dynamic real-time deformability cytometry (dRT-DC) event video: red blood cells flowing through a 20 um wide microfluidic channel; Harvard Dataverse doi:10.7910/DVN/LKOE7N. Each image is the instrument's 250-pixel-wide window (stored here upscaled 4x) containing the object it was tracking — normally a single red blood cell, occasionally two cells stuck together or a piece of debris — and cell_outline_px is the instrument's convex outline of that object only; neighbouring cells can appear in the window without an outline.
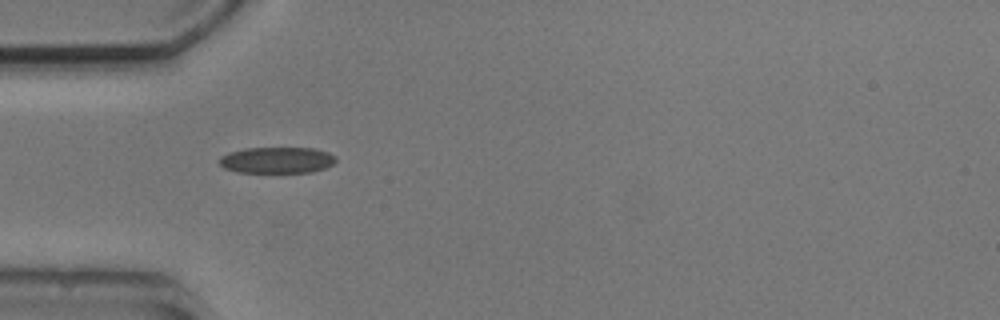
{"species": "common noctule bat (a hibernating species)", "species_latin": "Nyctalus noctula", "temperature_condition": "cold", "stored_images_in_passage": 5, "camera_frame_rate_fps": 3000, "um_per_image_px": 0.085, "animal": {"sex": "male", "body_mass_g": 20.5, "forearm_length_mm": 52.5}, "frame": {"image": 1, "passage_image": 4, "time_ms": 4.333, "image_size_px": [1000, 320], "cell_outline_px": [[336, 160], [332, 164], [324, 168], [312, 172], [236, 172], [224, 168], [220, 164], [220, 156], [228, 152], [244, 148], [312, 148], [328, 152], [336, 156]], "centroid_in_image_um": [23.52, 13.6], "position_along_channel_um": 61.5, "area_um2": 17.8}}